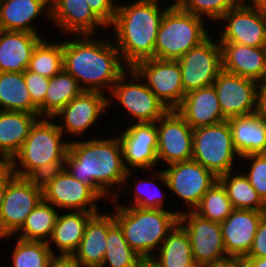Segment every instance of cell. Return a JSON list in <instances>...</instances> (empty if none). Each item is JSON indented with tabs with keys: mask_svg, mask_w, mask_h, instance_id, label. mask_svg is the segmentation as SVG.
<instances>
[{
	"mask_svg": "<svg viewBox=\"0 0 266 267\" xmlns=\"http://www.w3.org/2000/svg\"><path fill=\"white\" fill-rule=\"evenodd\" d=\"M64 212L65 211L59 212L53 232L47 244L55 256L71 257L79 247L87 222L94 214L99 212ZM52 245L56 246L59 254L54 252V247H51Z\"/></svg>",
	"mask_w": 266,
	"mask_h": 267,
	"instance_id": "obj_27",
	"label": "cell"
},
{
	"mask_svg": "<svg viewBox=\"0 0 266 267\" xmlns=\"http://www.w3.org/2000/svg\"><path fill=\"white\" fill-rule=\"evenodd\" d=\"M247 267H266V257H244Z\"/></svg>",
	"mask_w": 266,
	"mask_h": 267,
	"instance_id": "obj_50",
	"label": "cell"
},
{
	"mask_svg": "<svg viewBox=\"0 0 266 267\" xmlns=\"http://www.w3.org/2000/svg\"><path fill=\"white\" fill-rule=\"evenodd\" d=\"M58 211L60 210L52 204L42 200L27 216L25 223L13 238L17 235L16 237L23 240L47 242L53 232Z\"/></svg>",
	"mask_w": 266,
	"mask_h": 267,
	"instance_id": "obj_33",
	"label": "cell"
},
{
	"mask_svg": "<svg viewBox=\"0 0 266 267\" xmlns=\"http://www.w3.org/2000/svg\"><path fill=\"white\" fill-rule=\"evenodd\" d=\"M242 161H249L248 172H244L252 187L257 191L258 196L266 204V153L249 154L240 158Z\"/></svg>",
	"mask_w": 266,
	"mask_h": 267,
	"instance_id": "obj_41",
	"label": "cell"
},
{
	"mask_svg": "<svg viewBox=\"0 0 266 267\" xmlns=\"http://www.w3.org/2000/svg\"><path fill=\"white\" fill-rule=\"evenodd\" d=\"M153 171L154 173L152 175H149L152 177L150 179L148 178L145 180L143 178L142 180H138L137 178L136 181L133 180V184L135 183V188L133 189L134 194L131 207L166 209L164 208V202L166 201V198L164 196L165 193H162L163 191L160 189L159 185L155 183V180L160 181L161 184L165 185V187L168 188L166 177L162 169H158V172L154 169ZM152 188L154 189V191L152 190Z\"/></svg>",
	"mask_w": 266,
	"mask_h": 267,
	"instance_id": "obj_39",
	"label": "cell"
},
{
	"mask_svg": "<svg viewBox=\"0 0 266 267\" xmlns=\"http://www.w3.org/2000/svg\"><path fill=\"white\" fill-rule=\"evenodd\" d=\"M240 158L233 146L228 120L193 129L192 159L216 177L233 171L236 168L234 161H241Z\"/></svg>",
	"mask_w": 266,
	"mask_h": 267,
	"instance_id": "obj_7",
	"label": "cell"
},
{
	"mask_svg": "<svg viewBox=\"0 0 266 267\" xmlns=\"http://www.w3.org/2000/svg\"><path fill=\"white\" fill-rule=\"evenodd\" d=\"M23 74L32 102L38 108L39 117H44V99L50 78L41 76L28 69H26Z\"/></svg>",
	"mask_w": 266,
	"mask_h": 267,
	"instance_id": "obj_42",
	"label": "cell"
},
{
	"mask_svg": "<svg viewBox=\"0 0 266 267\" xmlns=\"http://www.w3.org/2000/svg\"><path fill=\"white\" fill-rule=\"evenodd\" d=\"M220 20L225 25L220 30L219 43L266 46V10L242 2Z\"/></svg>",
	"mask_w": 266,
	"mask_h": 267,
	"instance_id": "obj_14",
	"label": "cell"
},
{
	"mask_svg": "<svg viewBox=\"0 0 266 267\" xmlns=\"http://www.w3.org/2000/svg\"><path fill=\"white\" fill-rule=\"evenodd\" d=\"M114 203V219L129 246L142 258L152 257L179 220L181 210L152 209Z\"/></svg>",
	"mask_w": 266,
	"mask_h": 267,
	"instance_id": "obj_4",
	"label": "cell"
},
{
	"mask_svg": "<svg viewBox=\"0 0 266 267\" xmlns=\"http://www.w3.org/2000/svg\"><path fill=\"white\" fill-rule=\"evenodd\" d=\"M53 120L40 117L31 126L21 149L10 161L16 176L26 178L48 162L65 161L69 141Z\"/></svg>",
	"mask_w": 266,
	"mask_h": 267,
	"instance_id": "obj_6",
	"label": "cell"
},
{
	"mask_svg": "<svg viewBox=\"0 0 266 267\" xmlns=\"http://www.w3.org/2000/svg\"><path fill=\"white\" fill-rule=\"evenodd\" d=\"M256 112L266 120V81L258 85Z\"/></svg>",
	"mask_w": 266,
	"mask_h": 267,
	"instance_id": "obj_47",
	"label": "cell"
},
{
	"mask_svg": "<svg viewBox=\"0 0 266 267\" xmlns=\"http://www.w3.org/2000/svg\"><path fill=\"white\" fill-rule=\"evenodd\" d=\"M82 91L77 80L64 70L50 78L44 99V117L53 118Z\"/></svg>",
	"mask_w": 266,
	"mask_h": 267,
	"instance_id": "obj_34",
	"label": "cell"
},
{
	"mask_svg": "<svg viewBox=\"0 0 266 267\" xmlns=\"http://www.w3.org/2000/svg\"><path fill=\"white\" fill-rule=\"evenodd\" d=\"M39 114L0 110V161H11L26 140Z\"/></svg>",
	"mask_w": 266,
	"mask_h": 267,
	"instance_id": "obj_29",
	"label": "cell"
},
{
	"mask_svg": "<svg viewBox=\"0 0 266 267\" xmlns=\"http://www.w3.org/2000/svg\"><path fill=\"white\" fill-rule=\"evenodd\" d=\"M158 163L188 161L193 155V129L177 110H168L156 121Z\"/></svg>",
	"mask_w": 266,
	"mask_h": 267,
	"instance_id": "obj_16",
	"label": "cell"
},
{
	"mask_svg": "<svg viewBox=\"0 0 266 267\" xmlns=\"http://www.w3.org/2000/svg\"><path fill=\"white\" fill-rule=\"evenodd\" d=\"M42 200V190L26 178L15 176L6 188L0 209V239L12 238Z\"/></svg>",
	"mask_w": 266,
	"mask_h": 267,
	"instance_id": "obj_11",
	"label": "cell"
},
{
	"mask_svg": "<svg viewBox=\"0 0 266 267\" xmlns=\"http://www.w3.org/2000/svg\"><path fill=\"white\" fill-rule=\"evenodd\" d=\"M41 35L0 29V72H24Z\"/></svg>",
	"mask_w": 266,
	"mask_h": 267,
	"instance_id": "obj_26",
	"label": "cell"
},
{
	"mask_svg": "<svg viewBox=\"0 0 266 267\" xmlns=\"http://www.w3.org/2000/svg\"><path fill=\"white\" fill-rule=\"evenodd\" d=\"M246 257H266V213L259 222L252 247Z\"/></svg>",
	"mask_w": 266,
	"mask_h": 267,
	"instance_id": "obj_45",
	"label": "cell"
},
{
	"mask_svg": "<svg viewBox=\"0 0 266 267\" xmlns=\"http://www.w3.org/2000/svg\"><path fill=\"white\" fill-rule=\"evenodd\" d=\"M50 20V0H2L0 1V29L6 31H24L41 33L34 28V22L40 16Z\"/></svg>",
	"mask_w": 266,
	"mask_h": 267,
	"instance_id": "obj_25",
	"label": "cell"
},
{
	"mask_svg": "<svg viewBox=\"0 0 266 267\" xmlns=\"http://www.w3.org/2000/svg\"><path fill=\"white\" fill-rule=\"evenodd\" d=\"M132 69L168 110L180 106L185 93L177 60L149 58L139 61Z\"/></svg>",
	"mask_w": 266,
	"mask_h": 267,
	"instance_id": "obj_10",
	"label": "cell"
},
{
	"mask_svg": "<svg viewBox=\"0 0 266 267\" xmlns=\"http://www.w3.org/2000/svg\"><path fill=\"white\" fill-rule=\"evenodd\" d=\"M160 0H136L118 4L109 28L114 33V44L123 62L132 68L139 61L154 58V45L165 11Z\"/></svg>",
	"mask_w": 266,
	"mask_h": 267,
	"instance_id": "obj_3",
	"label": "cell"
},
{
	"mask_svg": "<svg viewBox=\"0 0 266 267\" xmlns=\"http://www.w3.org/2000/svg\"><path fill=\"white\" fill-rule=\"evenodd\" d=\"M43 200L61 211L100 212L96 202L103 199L64 168L43 190Z\"/></svg>",
	"mask_w": 266,
	"mask_h": 267,
	"instance_id": "obj_19",
	"label": "cell"
},
{
	"mask_svg": "<svg viewBox=\"0 0 266 267\" xmlns=\"http://www.w3.org/2000/svg\"><path fill=\"white\" fill-rule=\"evenodd\" d=\"M233 146L240 157L266 153V120L257 112L227 119Z\"/></svg>",
	"mask_w": 266,
	"mask_h": 267,
	"instance_id": "obj_28",
	"label": "cell"
},
{
	"mask_svg": "<svg viewBox=\"0 0 266 267\" xmlns=\"http://www.w3.org/2000/svg\"><path fill=\"white\" fill-rule=\"evenodd\" d=\"M178 223L185 229L194 262L203 266L228 258L221 223L212 222L194 211H181Z\"/></svg>",
	"mask_w": 266,
	"mask_h": 267,
	"instance_id": "obj_12",
	"label": "cell"
},
{
	"mask_svg": "<svg viewBox=\"0 0 266 267\" xmlns=\"http://www.w3.org/2000/svg\"><path fill=\"white\" fill-rule=\"evenodd\" d=\"M50 22L66 37L95 35L96 29L108 27L93 13L86 0H50ZM68 35V36H67Z\"/></svg>",
	"mask_w": 266,
	"mask_h": 267,
	"instance_id": "obj_20",
	"label": "cell"
},
{
	"mask_svg": "<svg viewBox=\"0 0 266 267\" xmlns=\"http://www.w3.org/2000/svg\"><path fill=\"white\" fill-rule=\"evenodd\" d=\"M184 11L195 16L210 20L220 19L230 10L239 6L242 0H174ZM204 16V17H203Z\"/></svg>",
	"mask_w": 266,
	"mask_h": 267,
	"instance_id": "obj_40",
	"label": "cell"
},
{
	"mask_svg": "<svg viewBox=\"0 0 266 267\" xmlns=\"http://www.w3.org/2000/svg\"><path fill=\"white\" fill-rule=\"evenodd\" d=\"M115 223L113 212L96 213L86 224L79 247L71 256L81 267H101L108 229Z\"/></svg>",
	"mask_w": 266,
	"mask_h": 267,
	"instance_id": "obj_23",
	"label": "cell"
},
{
	"mask_svg": "<svg viewBox=\"0 0 266 267\" xmlns=\"http://www.w3.org/2000/svg\"><path fill=\"white\" fill-rule=\"evenodd\" d=\"M65 168V161L48 162L34 169L26 179L36 188L44 190Z\"/></svg>",
	"mask_w": 266,
	"mask_h": 267,
	"instance_id": "obj_43",
	"label": "cell"
},
{
	"mask_svg": "<svg viewBox=\"0 0 266 267\" xmlns=\"http://www.w3.org/2000/svg\"><path fill=\"white\" fill-rule=\"evenodd\" d=\"M176 110L192 129L215 125L227 120L221 112L213 85L186 93Z\"/></svg>",
	"mask_w": 266,
	"mask_h": 267,
	"instance_id": "obj_24",
	"label": "cell"
},
{
	"mask_svg": "<svg viewBox=\"0 0 266 267\" xmlns=\"http://www.w3.org/2000/svg\"><path fill=\"white\" fill-rule=\"evenodd\" d=\"M116 0H86L93 13L108 27L112 24L117 5Z\"/></svg>",
	"mask_w": 266,
	"mask_h": 267,
	"instance_id": "obj_44",
	"label": "cell"
},
{
	"mask_svg": "<svg viewBox=\"0 0 266 267\" xmlns=\"http://www.w3.org/2000/svg\"><path fill=\"white\" fill-rule=\"evenodd\" d=\"M162 171L167 180V189L183 200L188 208L185 211H193L218 180L211 171L193 159L163 166Z\"/></svg>",
	"mask_w": 266,
	"mask_h": 267,
	"instance_id": "obj_13",
	"label": "cell"
},
{
	"mask_svg": "<svg viewBox=\"0 0 266 267\" xmlns=\"http://www.w3.org/2000/svg\"><path fill=\"white\" fill-rule=\"evenodd\" d=\"M16 243L12 250V267H49L56 257L47 242L23 240L16 237Z\"/></svg>",
	"mask_w": 266,
	"mask_h": 267,
	"instance_id": "obj_37",
	"label": "cell"
},
{
	"mask_svg": "<svg viewBox=\"0 0 266 267\" xmlns=\"http://www.w3.org/2000/svg\"><path fill=\"white\" fill-rule=\"evenodd\" d=\"M189 267H204V266L195 262L194 264L190 265Z\"/></svg>",
	"mask_w": 266,
	"mask_h": 267,
	"instance_id": "obj_53",
	"label": "cell"
},
{
	"mask_svg": "<svg viewBox=\"0 0 266 267\" xmlns=\"http://www.w3.org/2000/svg\"><path fill=\"white\" fill-rule=\"evenodd\" d=\"M27 69L47 78L60 73L63 70V41L49 42L42 38L32 52Z\"/></svg>",
	"mask_w": 266,
	"mask_h": 267,
	"instance_id": "obj_35",
	"label": "cell"
},
{
	"mask_svg": "<svg viewBox=\"0 0 266 267\" xmlns=\"http://www.w3.org/2000/svg\"><path fill=\"white\" fill-rule=\"evenodd\" d=\"M212 85L226 119L256 113L257 81L222 70Z\"/></svg>",
	"mask_w": 266,
	"mask_h": 267,
	"instance_id": "obj_18",
	"label": "cell"
},
{
	"mask_svg": "<svg viewBox=\"0 0 266 267\" xmlns=\"http://www.w3.org/2000/svg\"><path fill=\"white\" fill-rule=\"evenodd\" d=\"M16 176L10 161H0V209L9 182Z\"/></svg>",
	"mask_w": 266,
	"mask_h": 267,
	"instance_id": "obj_46",
	"label": "cell"
},
{
	"mask_svg": "<svg viewBox=\"0 0 266 267\" xmlns=\"http://www.w3.org/2000/svg\"><path fill=\"white\" fill-rule=\"evenodd\" d=\"M234 170L218 177L235 209L266 211V204L258 196L247 176L234 174Z\"/></svg>",
	"mask_w": 266,
	"mask_h": 267,
	"instance_id": "obj_32",
	"label": "cell"
},
{
	"mask_svg": "<svg viewBox=\"0 0 266 267\" xmlns=\"http://www.w3.org/2000/svg\"><path fill=\"white\" fill-rule=\"evenodd\" d=\"M95 36L74 35L63 41V70L77 80L83 91H107V95L129 67L111 41L114 39Z\"/></svg>",
	"mask_w": 266,
	"mask_h": 267,
	"instance_id": "obj_2",
	"label": "cell"
},
{
	"mask_svg": "<svg viewBox=\"0 0 266 267\" xmlns=\"http://www.w3.org/2000/svg\"><path fill=\"white\" fill-rule=\"evenodd\" d=\"M136 267H160V265L152 258H141Z\"/></svg>",
	"mask_w": 266,
	"mask_h": 267,
	"instance_id": "obj_51",
	"label": "cell"
},
{
	"mask_svg": "<svg viewBox=\"0 0 266 267\" xmlns=\"http://www.w3.org/2000/svg\"><path fill=\"white\" fill-rule=\"evenodd\" d=\"M107 95L95 91H82L70 103L62 108L53 119L62 120L58 124L63 135L81 136L87 133L102 114L106 113L108 108Z\"/></svg>",
	"mask_w": 266,
	"mask_h": 267,
	"instance_id": "obj_17",
	"label": "cell"
},
{
	"mask_svg": "<svg viewBox=\"0 0 266 267\" xmlns=\"http://www.w3.org/2000/svg\"><path fill=\"white\" fill-rule=\"evenodd\" d=\"M234 209L225 188L217 180L203 195L193 211L212 222L222 223Z\"/></svg>",
	"mask_w": 266,
	"mask_h": 267,
	"instance_id": "obj_38",
	"label": "cell"
},
{
	"mask_svg": "<svg viewBox=\"0 0 266 267\" xmlns=\"http://www.w3.org/2000/svg\"><path fill=\"white\" fill-rule=\"evenodd\" d=\"M49 267H81L72 257L56 256Z\"/></svg>",
	"mask_w": 266,
	"mask_h": 267,
	"instance_id": "obj_49",
	"label": "cell"
},
{
	"mask_svg": "<svg viewBox=\"0 0 266 267\" xmlns=\"http://www.w3.org/2000/svg\"><path fill=\"white\" fill-rule=\"evenodd\" d=\"M206 24L204 18L182 10L173 2L159 25L154 58L178 60L210 36Z\"/></svg>",
	"mask_w": 266,
	"mask_h": 267,
	"instance_id": "obj_5",
	"label": "cell"
},
{
	"mask_svg": "<svg viewBox=\"0 0 266 267\" xmlns=\"http://www.w3.org/2000/svg\"><path fill=\"white\" fill-rule=\"evenodd\" d=\"M220 46L222 70L258 83L266 81V46L252 47L238 43H220Z\"/></svg>",
	"mask_w": 266,
	"mask_h": 267,
	"instance_id": "obj_22",
	"label": "cell"
},
{
	"mask_svg": "<svg viewBox=\"0 0 266 267\" xmlns=\"http://www.w3.org/2000/svg\"><path fill=\"white\" fill-rule=\"evenodd\" d=\"M204 267H247L244 258L228 257L218 262L207 264Z\"/></svg>",
	"mask_w": 266,
	"mask_h": 267,
	"instance_id": "obj_48",
	"label": "cell"
},
{
	"mask_svg": "<svg viewBox=\"0 0 266 267\" xmlns=\"http://www.w3.org/2000/svg\"><path fill=\"white\" fill-rule=\"evenodd\" d=\"M243 2L249 6L266 10V0H244Z\"/></svg>",
	"mask_w": 266,
	"mask_h": 267,
	"instance_id": "obj_52",
	"label": "cell"
},
{
	"mask_svg": "<svg viewBox=\"0 0 266 267\" xmlns=\"http://www.w3.org/2000/svg\"><path fill=\"white\" fill-rule=\"evenodd\" d=\"M96 137L69 140L65 169L75 179L89 185L102 199L109 196V201H119L118 192H124L129 179L134 177L133 171L125 168L118 136L105 139ZM112 187L118 192L113 191Z\"/></svg>",
	"mask_w": 266,
	"mask_h": 267,
	"instance_id": "obj_1",
	"label": "cell"
},
{
	"mask_svg": "<svg viewBox=\"0 0 266 267\" xmlns=\"http://www.w3.org/2000/svg\"><path fill=\"white\" fill-rule=\"evenodd\" d=\"M152 258L160 267H189L194 264L191 244L185 229L177 223Z\"/></svg>",
	"mask_w": 266,
	"mask_h": 267,
	"instance_id": "obj_31",
	"label": "cell"
},
{
	"mask_svg": "<svg viewBox=\"0 0 266 267\" xmlns=\"http://www.w3.org/2000/svg\"><path fill=\"white\" fill-rule=\"evenodd\" d=\"M184 93L211 86L222 71V51L219 40L212 35L177 60Z\"/></svg>",
	"mask_w": 266,
	"mask_h": 267,
	"instance_id": "obj_9",
	"label": "cell"
},
{
	"mask_svg": "<svg viewBox=\"0 0 266 267\" xmlns=\"http://www.w3.org/2000/svg\"><path fill=\"white\" fill-rule=\"evenodd\" d=\"M266 211L234 209L221 223L223 243L228 257L244 258L248 255L259 222Z\"/></svg>",
	"mask_w": 266,
	"mask_h": 267,
	"instance_id": "obj_21",
	"label": "cell"
},
{
	"mask_svg": "<svg viewBox=\"0 0 266 267\" xmlns=\"http://www.w3.org/2000/svg\"><path fill=\"white\" fill-rule=\"evenodd\" d=\"M109 94L108 106L117 100L135 123L156 122L168 111L132 68L117 80Z\"/></svg>",
	"mask_w": 266,
	"mask_h": 267,
	"instance_id": "obj_8",
	"label": "cell"
},
{
	"mask_svg": "<svg viewBox=\"0 0 266 267\" xmlns=\"http://www.w3.org/2000/svg\"><path fill=\"white\" fill-rule=\"evenodd\" d=\"M121 133V134H120ZM119 133L125 168L150 172L158 165L156 122L130 124Z\"/></svg>",
	"mask_w": 266,
	"mask_h": 267,
	"instance_id": "obj_15",
	"label": "cell"
},
{
	"mask_svg": "<svg viewBox=\"0 0 266 267\" xmlns=\"http://www.w3.org/2000/svg\"><path fill=\"white\" fill-rule=\"evenodd\" d=\"M0 110L38 114L23 72H0Z\"/></svg>",
	"mask_w": 266,
	"mask_h": 267,
	"instance_id": "obj_30",
	"label": "cell"
},
{
	"mask_svg": "<svg viewBox=\"0 0 266 267\" xmlns=\"http://www.w3.org/2000/svg\"><path fill=\"white\" fill-rule=\"evenodd\" d=\"M106 242L107 247L101 267H136L142 258L129 246L116 222L108 229Z\"/></svg>",
	"mask_w": 266,
	"mask_h": 267,
	"instance_id": "obj_36",
	"label": "cell"
}]
</instances>
